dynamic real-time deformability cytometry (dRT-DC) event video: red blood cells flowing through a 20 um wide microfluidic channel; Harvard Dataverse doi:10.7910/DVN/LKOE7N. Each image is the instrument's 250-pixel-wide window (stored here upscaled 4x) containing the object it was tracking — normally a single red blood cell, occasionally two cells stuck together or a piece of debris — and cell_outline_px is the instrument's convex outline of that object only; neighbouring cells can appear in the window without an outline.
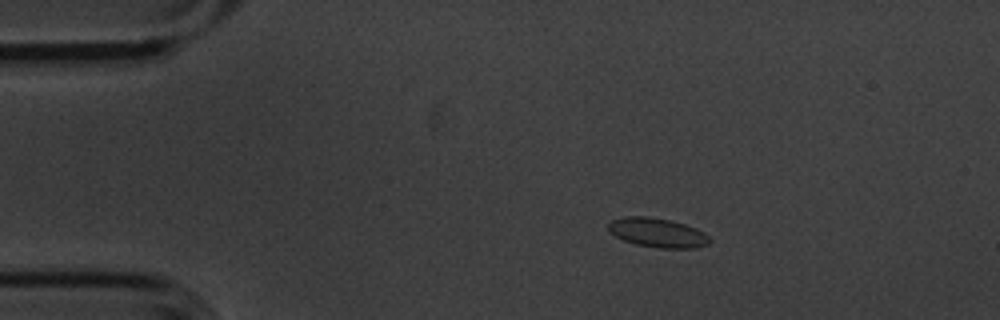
{"species": "common noctule bat (a hibernating species)", "species_latin": "Nyctalus noctula", "temperature_condition": "cold", "stored_images_in_passage": 4, "camera_frame_rate_fps": 3000, "um_per_image_px": 0.085, "animal": {"sex": "male", "body_mass_g": 20.1, "forearm_length_mm": 53.5}, "frame": {"image": 1, "passage_image": 2, "time_ms": 0.333, "image_size_px": [1000, 320], "cell_outline_px": [[712, 240], [708, 244], [696, 248], [660, 248], [636, 244], [624, 240], [608, 232], [608, 224], [612, 220], [624, 216], [648, 216], [668, 220], [684, 224], [696, 228], [704, 232]], "centroid_in_image_um": [55.89, 19.78], "position_along_channel_um": 29.1, "area_um2": 17.28}}
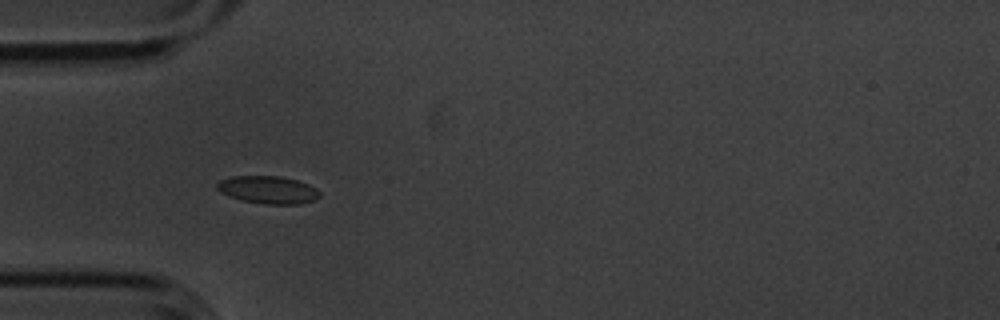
{"frame": {"image": 2, "passage_image": 4, "time_ms": 1.0, "image_size_px": [1000, 320], "cell_outline_px": [[320, 196], [312, 200], [300, 204], [264, 204], [240, 200], [228, 196], [220, 192], [216, 188], [216, 184], [220, 180], [232, 176], [280, 176], [296, 180], [308, 184], [316, 188], [320, 192]], "centroid_in_image_um": [22.75, 16.13], "position_along_channel_um": 62.2, "area_um2": 16.59}}